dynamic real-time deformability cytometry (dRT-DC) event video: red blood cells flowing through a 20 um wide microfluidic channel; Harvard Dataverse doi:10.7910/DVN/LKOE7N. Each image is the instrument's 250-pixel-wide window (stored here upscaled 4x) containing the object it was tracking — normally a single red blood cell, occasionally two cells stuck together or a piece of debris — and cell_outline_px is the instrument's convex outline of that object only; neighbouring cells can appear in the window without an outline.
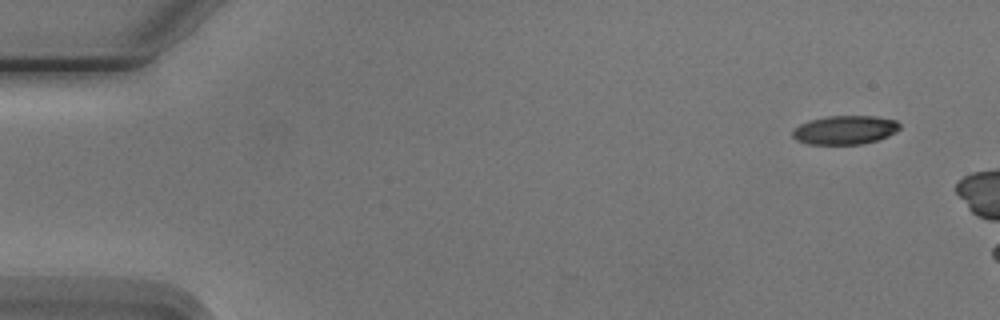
{"species": "Egyptian fruit bat (a non-hibernating species)", "species_latin": "Rousettus aegyptiacus", "temperature_condition": "cold", "stored_images_in_passage": 3, "camera_frame_rate_fps": 3000, "um_per_image_px": 0.085, "animal": {"sex": "male"}, "frame": {"image": 1, "passage_image": 1, "time_ms": 0.0, "image_size_px": [1000, 320], "cell_outline_px": [[900, 128], [896, 132], [888, 136], [876, 140], [860, 144], [808, 144], [796, 140], [792, 136], [792, 132], [800, 124], [808, 120], [828, 116], [876, 116], [896, 120], [900, 124]], "centroid_in_image_um": [71.82, 11.04], "position_along_channel_um": 13.2, "area_um2": 17.98}}